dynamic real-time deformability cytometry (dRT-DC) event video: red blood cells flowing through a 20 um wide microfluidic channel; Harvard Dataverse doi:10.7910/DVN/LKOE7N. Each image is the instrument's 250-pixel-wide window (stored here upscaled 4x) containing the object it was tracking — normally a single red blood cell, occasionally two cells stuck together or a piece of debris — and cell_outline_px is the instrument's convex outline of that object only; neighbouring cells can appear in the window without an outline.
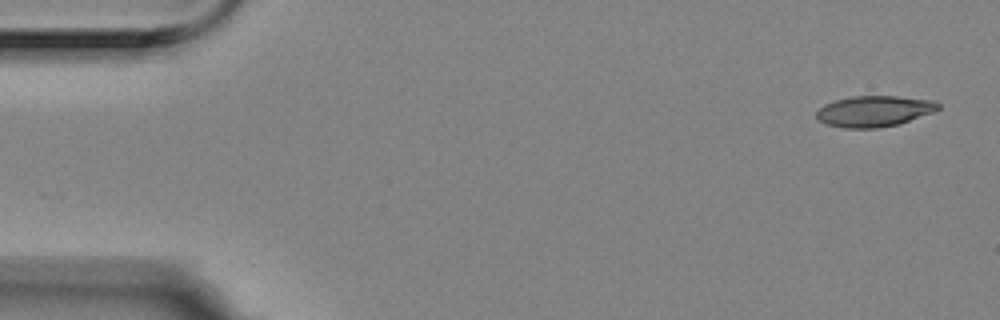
{"species": "Egyptian fruit bat (a non-hibernating species)", "species_latin": "Rousettus aegyptiacus", "temperature_condition": "room temperature", "stored_images_in_passage": 6, "camera_frame_rate_fps": 3000, "um_per_image_px": 0.085, "animal": {"sex": "female"}, "frame": {"image": 1, "passage_image": 1, "time_ms": 0.0, "image_size_px": [1000, 320], "cell_outline_px": [[940, 108], [936, 112], [896, 124], [876, 128], [844, 128], [828, 124], [816, 120], [816, 112], [824, 104], [836, 100], [852, 96], [896, 96], [936, 100], [940, 104]], "centroid_in_image_um": [74.33, 9.44], "position_along_channel_um": 10.7, "area_um2": 22.02}}
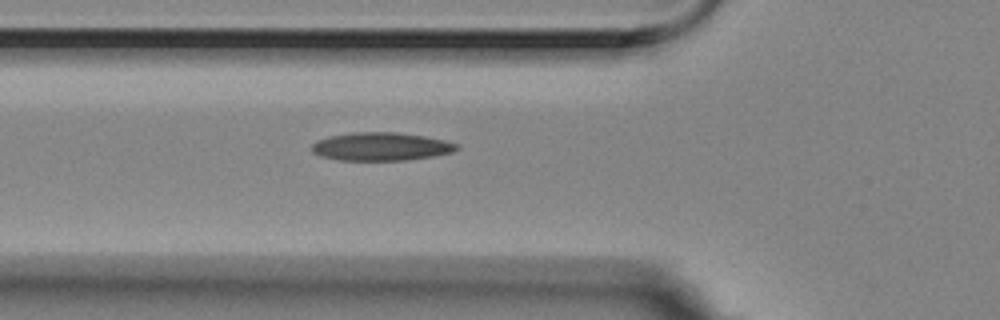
{"frame": {"image": 2, "passage_image": 6, "time_ms": 1.667, "image_size_px": [1000, 320], "cell_outline_px": [[460, 148], [452, 152], [432, 156], [408, 160], [340, 160], [320, 156], [312, 152], [312, 144], [316, 140], [332, 136], [352, 132], [396, 132], [424, 136], [444, 140], [460, 144]], "centroid_in_image_um": [32.4, 12.45], "position_along_channel_um": 93.4, "area_um2": 23.81}}